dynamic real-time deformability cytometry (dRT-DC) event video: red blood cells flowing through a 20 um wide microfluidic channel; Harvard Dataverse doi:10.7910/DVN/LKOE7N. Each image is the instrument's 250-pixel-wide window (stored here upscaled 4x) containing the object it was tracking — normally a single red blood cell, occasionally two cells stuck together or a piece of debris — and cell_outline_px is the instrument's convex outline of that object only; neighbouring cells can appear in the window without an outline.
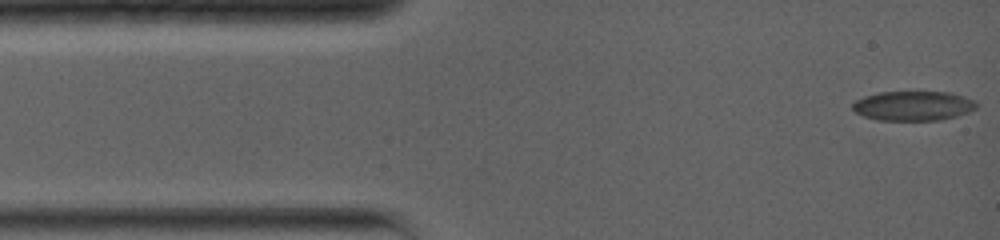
{"species": "common noctule bat (a hibernating species)", "species_latin": "Nyctalus noctula", "temperature_condition": "warm", "stored_images_in_passage": 7, "camera_frame_rate_fps": 5000, "um_per_image_px": 0.085, "animal": {"sex": "female", "body_mass_g": 19.0, "forearm_length_mm": 56.7}, "frame": {"image": 1, "passage_image": 1, "time_ms": 0.0, "image_size_px": [1000, 240], "cell_outline_px": [[976, 108], [968, 112], [956, 116], [940, 120], [876, 120], [864, 116], [856, 112], [852, 108], [852, 104], [856, 100], [864, 96], [880, 92], [948, 92], [964, 96], [976, 100]], "centroid_in_image_um": [77.62, 8.99], "position_along_channel_um": 7.4, "area_um2": 21.33}}
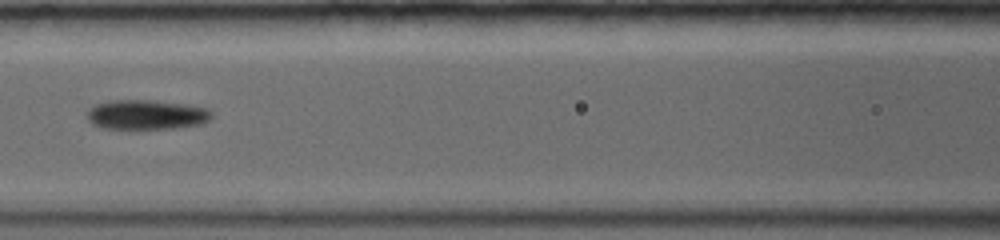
{"frame": {"image": 2, "passage_image": 6, "time_ms": 5.8, "image_size_px": [1000, 240], "cell_outline_px": [[212, 116], [208, 120], [200, 124], [172, 128], [104, 128], [92, 124], [88, 120], [88, 108], [96, 104], [108, 100], [152, 100], [188, 104], [208, 108], [212, 112]], "centroid_in_image_um": [12.44, 9.73], "position_along_channel_um": 154.2, "area_um2": 21.5}}
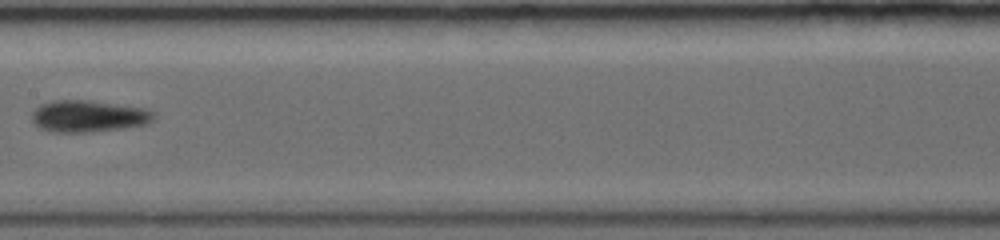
{"frame": {"image": 3, "passage_image": 7, "time_ms": 7.0, "image_size_px": [1000, 240], "cell_outline_px": [[156, 116], [152, 120], [144, 124], [124, 128], [84, 132], [52, 132], [40, 128], [32, 120], [32, 112], [40, 104], [52, 100], [88, 100], [144, 108], [156, 112]], "centroid_in_image_um": [7.5, 9.87], "position_along_channel_um": 199.9, "area_um2": 22.48}}